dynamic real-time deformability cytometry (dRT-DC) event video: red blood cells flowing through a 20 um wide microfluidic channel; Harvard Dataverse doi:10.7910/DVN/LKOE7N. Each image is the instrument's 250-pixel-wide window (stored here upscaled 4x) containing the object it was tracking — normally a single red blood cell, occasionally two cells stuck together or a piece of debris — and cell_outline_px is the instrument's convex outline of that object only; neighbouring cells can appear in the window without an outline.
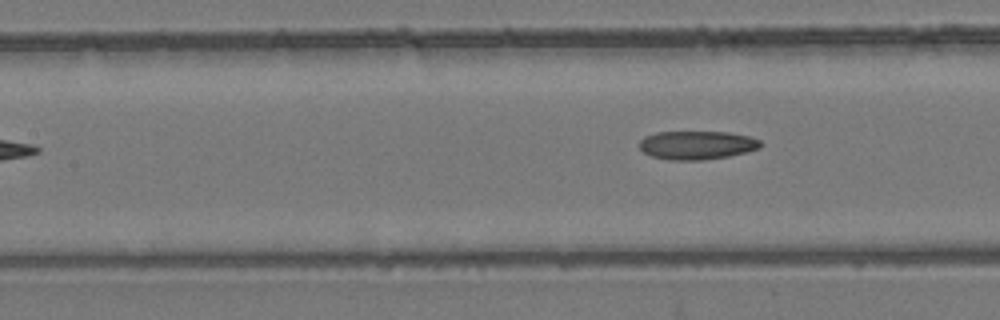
{"species": "common noctule bat (a hibernating species)", "species_latin": "Nyctalus noctula", "temperature_condition": "room temperature", "stored_images_in_passage": 6, "camera_frame_rate_fps": 3000, "um_per_image_px": 0.085, "animal": {"sex": "female", "body_mass_g": 24.6, "forearm_length_mm": 56.2}, "frame": {"image": 1, "passage_image": 6, "time_ms": 5.667, "image_size_px": [1000, 320], "cell_outline_px": [[764, 144], [760, 148], [728, 156], [700, 160], [668, 160], [652, 156], [644, 152], [640, 148], [640, 140], [644, 136], [656, 132], [728, 132], [748, 136], [760, 140]], "centroid_in_image_um": [59.23, 12.33], "position_along_channel_um": 148.2, "area_um2": 20.11}}